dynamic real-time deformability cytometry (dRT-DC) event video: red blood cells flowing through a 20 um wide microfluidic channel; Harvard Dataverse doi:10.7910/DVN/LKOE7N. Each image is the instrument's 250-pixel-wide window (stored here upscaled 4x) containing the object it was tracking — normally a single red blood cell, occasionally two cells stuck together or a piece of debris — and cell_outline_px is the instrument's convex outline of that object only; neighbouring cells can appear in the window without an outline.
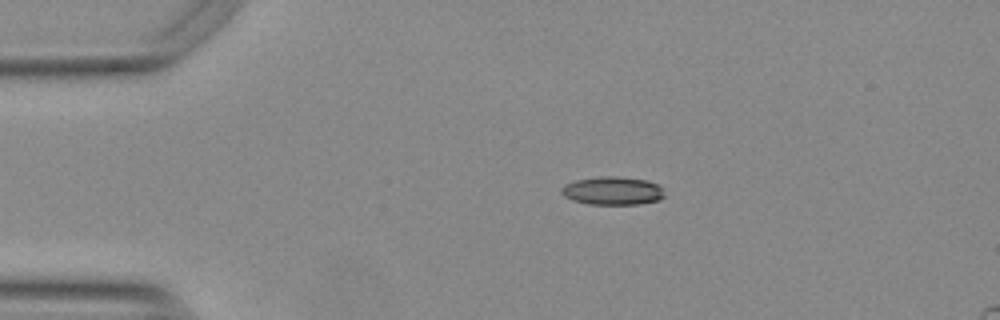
{"species": "Egyptian fruit bat (a non-hibernating species)", "species_latin": "Rousettus aegyptiacus", "temperature_condition": "warm", "stored_images_in_passage": 37, "camera_frame_rate_fps": 3000, "um_per_image_px": 0.085, "animal": {"sex": "female"}, "frame": {"image": 1, "passage_image": 1, "time_ms": 0.0, "image_size_px": [1000, 320], "cell_outline_px": [[664, 196], [660, 200], [640, 204], [588, 204], [572, 200], [564, 196], [560, 192], [560, 188], [564, 184], [576, 180], [600, 176], [616, 176], [648, 180], [656, 184], [660, 188]], "centroid_in_image_um": [52.03, 16.21], "position_along_channel_um": 33.0, "area_um2": 16.99}}
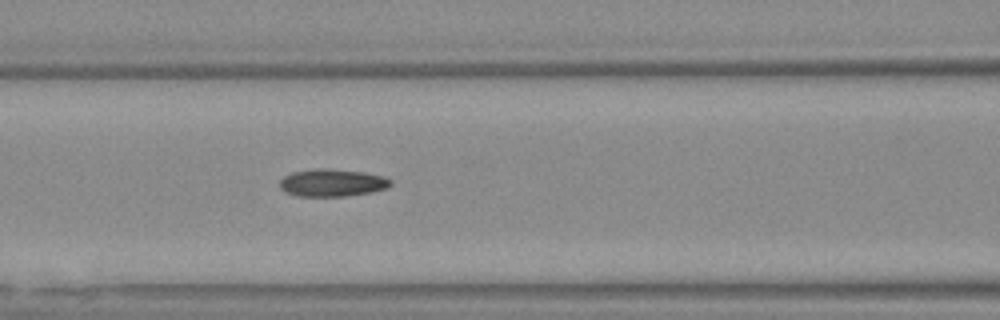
{"frame": {"image": 2, "passage_image": 13, "time_ms": 4.0, "image_size_px": [1000, 320], "cell_outline_px": [[392, 184], [388, 188], [372, 192], [344, 196], [296, 196], [280, 188], [280, 180], [284, 176], [292, 172], [312, 168], [324, 168], [364, 172], [384, 176], [392, 180]], "centroid_in_image_um": [28.26, 15.52], "position_along_channel_um": 138.3, "area_um2": 17.86}}
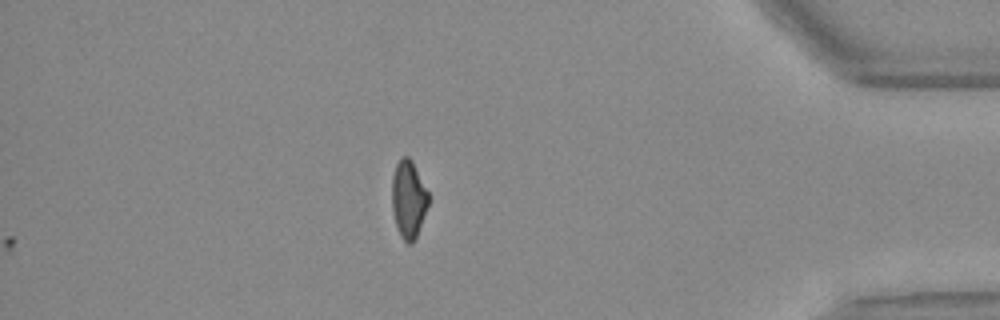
{"frame": {"image": 3, "passage_image": 37, "time_ms": 12.0, "image_size_px": [1000, 320], "cell_outline_px": [[428, 204], [416, 236], [412, 244], [408, 244], [400, 236], [392, 212], [392, 176], [396, 164], [400, 156], [408, 156], [412, 160], [428, 192]], "centroid_in_image_um": [34.7, 16.9], "position_along_channel_um": 400.5, "area_um2": 16.42}, "authors_computed_cell_mechanics": {"area_um2": 17.34, "velocity_mm_per_s": 3.7806, "shape_relaxation_time_tau1_ms": 5.8827, "shape_relaxation_time_tau2_ms": 4.4322, "deformation_change_tau1": 0.1797, "deformation_change_tau2": 0.0985}}